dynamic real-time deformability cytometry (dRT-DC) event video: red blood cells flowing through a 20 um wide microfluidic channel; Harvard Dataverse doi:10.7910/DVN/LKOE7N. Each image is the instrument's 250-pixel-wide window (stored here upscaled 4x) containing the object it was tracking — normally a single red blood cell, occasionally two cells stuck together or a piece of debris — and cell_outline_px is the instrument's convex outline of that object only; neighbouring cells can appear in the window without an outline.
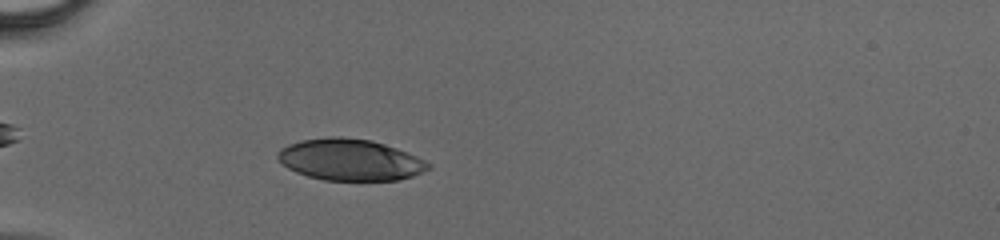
{"species": "human", "species_latin": "Homo sapiens", "temperature_condition": "cold", "stored_images_in_passage": 35, "camera_frame_rate_fps": 3000, "um_per_image_px": 0.085, "donor": {"sex": "male"}, "frame": {"image": 1, "passage_image": 4, "time_ms": 1.0, "image_size_px": [1000, 240], "cell_outline_px": [[432, 168], [424, 172], [400, 180], [324, 180], [308, 176], [296, 172], [288, 168], [276, 156], [280, 148], [288, 144], [300, 140], [328, 136], [340, 136], [372, 140], [396, 148], [416, 156], [432, 164]], "centroid_in_image_um": [29.77, 13.57], "position_along_channel_um": 55.2, "area_um2": 36.53}}
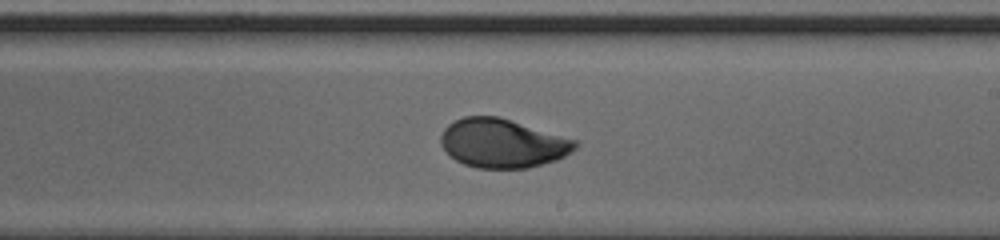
{"frame": {"image": 2, "passage_image": 18, "time_ms": 5.667, "image_size_px": [1000, 240], "cell_outline_px": [[580, 144], [576, 148], [564, 156], [556, 160], [528, 168], [476, 168], [464, 164], [456, 160], [440, 144], [440, 136], [444, 128], [448, 124], [464, 116], [500, 116], [576, 140]], "centroid_in_image_um": [42.71, 12.17], "position_along_channel_um": 246.3, "area_um2": 38.26}}
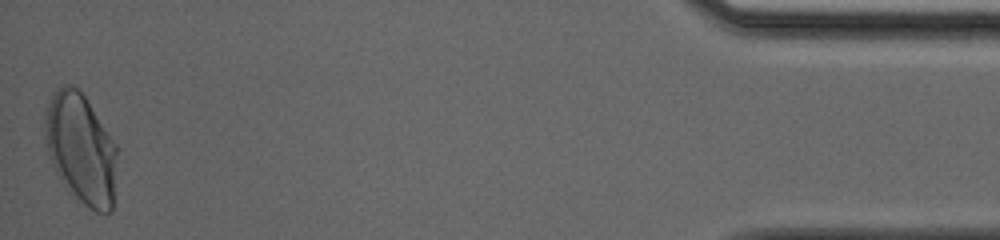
{"frame": {"image": 3, "passage_image": 35, "time_ms": 11.333, "image_size_px": [1000, 240], "cell_outline_px": [[116, 152], [112, 212], [96, 212], [88, 208], [68, 192], [60, 180], [48, 156], [44, 144], [44, 108], [52, 92], [64, 84], [68, 84], [76, 88], [84, 96], [116, 144]], "centroid_in_image_um": [6.81, 12.63], "position_along_channel_um": 428.4, "area_um2": 46.59}}